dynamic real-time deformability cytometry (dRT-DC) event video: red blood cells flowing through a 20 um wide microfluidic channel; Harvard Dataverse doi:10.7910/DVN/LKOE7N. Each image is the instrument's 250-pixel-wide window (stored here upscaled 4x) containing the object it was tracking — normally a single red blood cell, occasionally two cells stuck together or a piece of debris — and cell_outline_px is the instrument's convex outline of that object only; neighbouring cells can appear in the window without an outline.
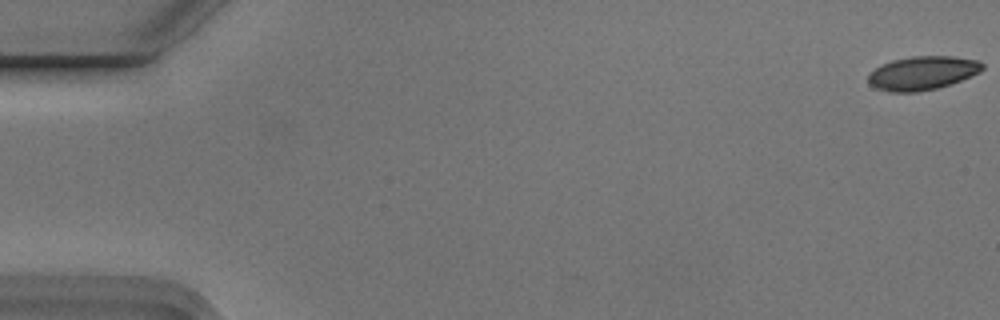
{"species": "Egyptian fruit bat (a non-hibernating species)", "species_latin": "Rousettus aegyptiacus", "temperature_condition": "cold", "stored_images_in_passage": 6, "camera_frame_rate_fps": 3000, "um_per_image_px": 0.085, "animal": {"sex": "male"}, "frame": {"image": 1, "passage_image": 1, "time_ms": 0.0, "image_size_px": [1000, 320], "cell_outline_px": [[984, 68], [980, 72], [952, 84], [936, 88], [916, 92], [888, 92], [876, 88], [868, 84], [868, 76], [876, 68], [892, 60], [912, 56], [952, 56], [980, 60], [984, 64]], "centroid_in_image_um": [78.44, 6.21], "position_along_channel_um": 6.6, "area_um2": 22.48}}
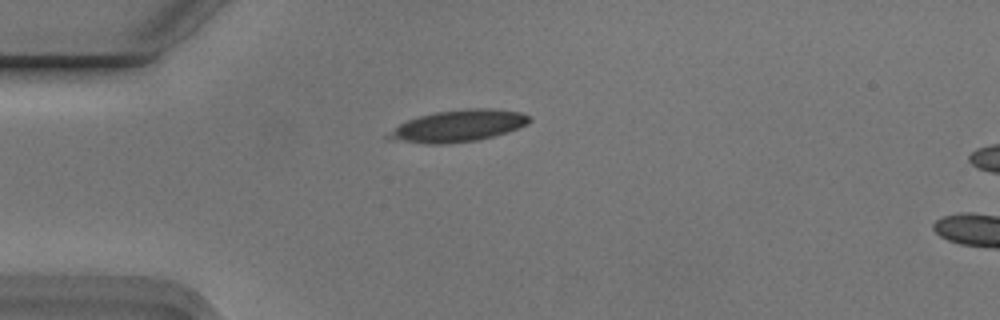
{"frame": {"image": 2, "passage_image": 5, "time_ms": 1.333, "image_size_px": [1000, 320], "cell_outline_px": [[532, 120], [528, 124], [508, 132], [476, 140], [448, 144], [424, 144], [388, 140], [384, 136], [400, 124], [408, 120], [420, 116], [436, 112], [468, 108], [492, 108], [520, 112], [528, 116]], "centroid_in_image_um": [38.92, 10.71], "position_along_channel_um": 46.1, "area_um2": 26.18}}